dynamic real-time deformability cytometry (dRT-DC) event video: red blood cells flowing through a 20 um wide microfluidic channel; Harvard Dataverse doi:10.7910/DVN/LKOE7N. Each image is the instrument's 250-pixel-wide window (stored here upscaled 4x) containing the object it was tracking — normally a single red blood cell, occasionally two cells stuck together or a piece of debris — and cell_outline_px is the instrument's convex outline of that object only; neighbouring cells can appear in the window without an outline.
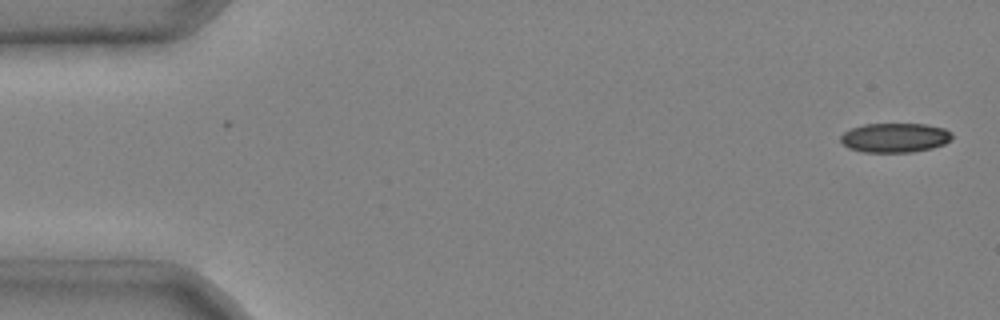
{"species": "common noctule bat (a hibernating species)", "species_latin": "Nyctalus noctula", "temperature_condition": "cold", "stored_images_in_passage": 2, "segment_of_instrument_passage": [2, 2], "camera_frame_rate_fps": 3000, "um_per_image_px": 0.085, "animal": {"sex": "male", "body_mass_g": 20.4}, "frame": {"image": 1, "passage_image": 2, "time_ms": 0.333, "image_size_px": [1000, 320], "cell_outline_px": [[952, 136], [944, 144], [932, 148], [912, 152], [864, 152], [848, 148], [840, 140], [840, 136], [844, 132], [852, 128], [864, 124], [924, 124], [944, 128], [952, 132]], "centroid_in_image_um": [76.05, 11.7], "position_along_channel_um": 8.9, "area_um2": 19.02}}